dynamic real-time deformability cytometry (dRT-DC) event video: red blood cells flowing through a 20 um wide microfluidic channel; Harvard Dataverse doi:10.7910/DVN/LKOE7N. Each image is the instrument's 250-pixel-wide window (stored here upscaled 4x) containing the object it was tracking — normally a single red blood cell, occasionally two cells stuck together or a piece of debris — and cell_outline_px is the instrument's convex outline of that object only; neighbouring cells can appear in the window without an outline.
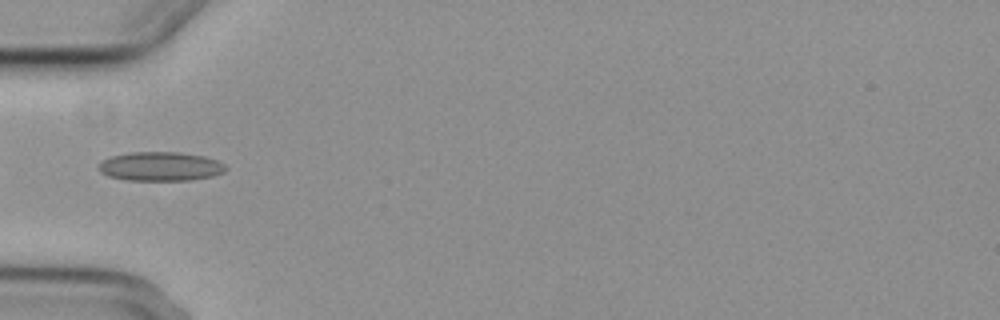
{"species": "common noctule bat (a hibernating species)", "species_latin": "Nyctalus noctula", "temperature_condition": "cold", "stored_images_in_passage": 6, "camera_frame_rate_fps": 3000, "um_per_image_px": 0.085, "animal": {"sex": "female", "body_mass_g": 29.2, "forearm_length_mm": 56.3}, "frame": {"image": 1, "passage_image": 6, "time_ms": 5.667, "image_size_px": [1000, 320], "cell_outline_px": [[228, 168], [224, 172], [212, 176], [188, 180], [128, 180], [108, 176], [100, 172], [100, 160], [112, 156], [132, 152], [180, 152], [204, 156], [216, 160], [224, 164]], "centroid_in_image_um": [13.64, 14.14], "position_along_channel_um": 71.4, "area_um2": 21.44}}